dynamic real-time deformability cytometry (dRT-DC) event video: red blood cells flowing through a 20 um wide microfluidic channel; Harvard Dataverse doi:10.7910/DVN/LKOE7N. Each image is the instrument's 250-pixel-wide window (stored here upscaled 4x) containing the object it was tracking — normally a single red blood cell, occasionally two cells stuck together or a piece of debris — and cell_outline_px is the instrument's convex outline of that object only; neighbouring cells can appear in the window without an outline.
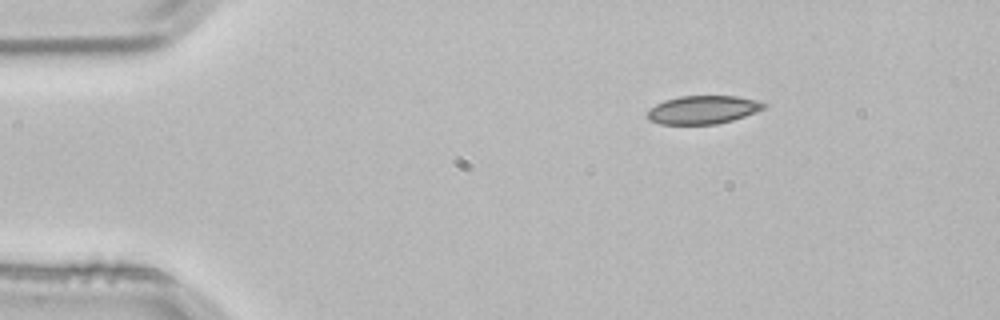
{"species": "common noctule bat (a hibernating species)", "species_latin": "Nyctalus noctula", "temperature_condition": "room temperature", "stored_images_in_passage": 3, "segment_of_instrument_passage": [1, 2], "camera_frame_rate_fps": 3000, "um_per_image_px": 0.085, "animal": {"sex": "male", "body_mass_g": 21.5, "forearm_length_mm": 52.0}, "frame": {"image": 1, "passage_image": 1, "time_ms": 0.0, "image_size_px": [1000, 320], "cell_outline_px": [[768, 104], [764, 108], [756, 112], [732, 120], [716, 124], [660, 124], [648, 120], [648, 112], [656, 104], [664, 100], [680, 96], [736, 96], [756, 100]], "centroid_in_image_um": [59.76, 9.33], "position_along_channel_um": 25.2, "area_um2": 19.07}}